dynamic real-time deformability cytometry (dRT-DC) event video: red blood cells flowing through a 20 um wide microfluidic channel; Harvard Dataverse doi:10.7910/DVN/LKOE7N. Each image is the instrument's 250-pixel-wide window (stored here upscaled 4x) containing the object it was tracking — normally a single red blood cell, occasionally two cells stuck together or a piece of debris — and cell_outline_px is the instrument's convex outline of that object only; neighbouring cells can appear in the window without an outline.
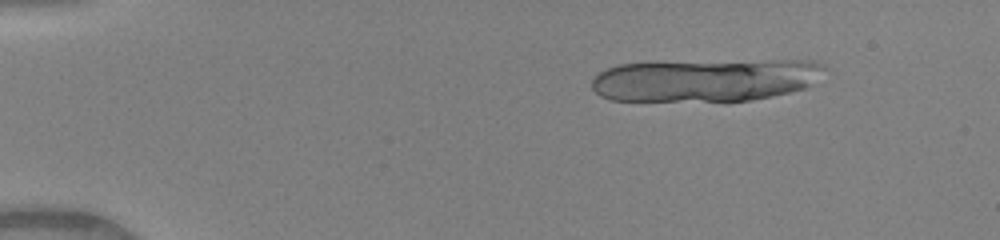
{"species": "human", "species_latin": "Homo sapiens", "temperature_condition": "warm", "stored_images_in_passage": 13, "camera_frame_rate_fps": 3000, "um_per_image_px": 0.085, "donor": {"sex": "female"}, "frame": {"image": 1, "passage_image": 3, "time_ms": 0.667, "image_size_px": [1000, 240], "cell_outline_px": [[824, 68], [804, 88], [788, 92], [752, 100], [612, 100], [600, 96], [592, 88], [592, 80], [600, 72], [616, 64], [648, 60], [812, 60], [820, 64]], "centroid_in_image_um": [59.83, 6.75], "position_along_channel_um": 25.2, "area_um2": 58.44}}